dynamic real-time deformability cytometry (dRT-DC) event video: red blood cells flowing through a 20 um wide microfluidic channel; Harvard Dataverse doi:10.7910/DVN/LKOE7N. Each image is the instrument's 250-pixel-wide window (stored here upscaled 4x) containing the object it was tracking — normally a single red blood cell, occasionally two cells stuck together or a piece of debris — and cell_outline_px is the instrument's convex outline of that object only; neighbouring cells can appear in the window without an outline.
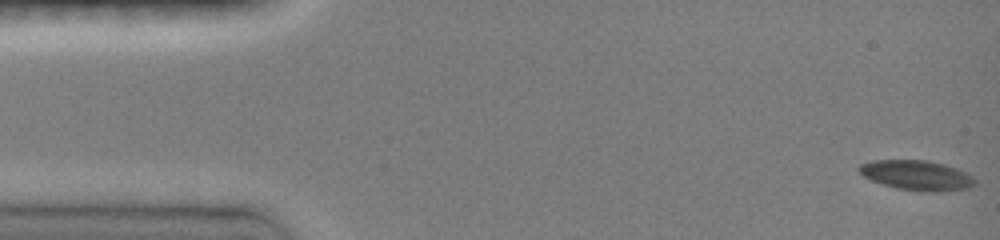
{"species": "common noctule bat (a hibernating species)", "species_latin": "Nyctalus noctula", "temperature_condition": "room temperature", "stored_images_in_passage": 33, "camera_frame_rate_fps": 3000, "um_per_image_px": 0.085, "animal": {"sex": "female", "body_mass_g": 19.0, "forearm_length_mm": 51.5}, "frame": {"image": 1, "passage_image": 1, "time_ms": 0.0, "image_size_px": [1000, 240], "cell_outline_px": [[976, 184], [968, 188], [936, 192], [920, 192], [896, 188], [872, 180], [864, 176], [856, 168], [860, 164], [872, 160], [928, 160], [944, 164], [956, 168], [972, 176], [976, 180]], "centroid_in_image_um": [77.92, 14.9], "position_along_channel_um": 7.1, "area_um2": 20.23}}
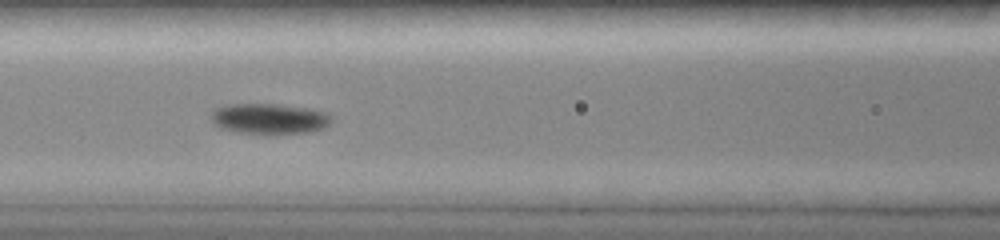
{"frame": {"image": 2, "passage_image": 12, "time_ms": 6.333, "image_size_px": [1000, 240], "cell_outline_px": [[332, 120], [324, 128], [308, 132], [236, 132], [220, 128], [212, 120], [212, 112], [216, 108], [228, 104], [276, 104], [316, 108], [328, 112], [332, 116]], "centroid_in_image_um": [22.95, 10.05], "position_along_channel_um": 143.6, "area_um2": 21.15}}
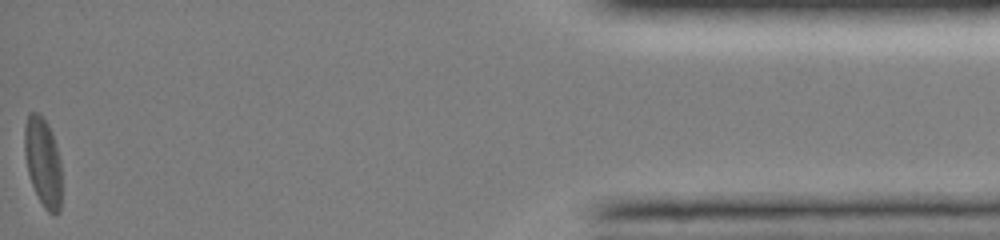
{"frame": {"image": 3, "passage_image": 33, "time_ms": 15.333, "image_size_px": [1000, 240], "cell_outline_px": [[60, 212], [52, 216], [44, 208], [32, 184], [28, 172], [24, 152], [24, 124], [28, 112], [36, 112], [48, 124], [52, 132], [60, 160]], "centroid_in_image_um": [3.63, 13.75], "position_along_channel_um": 431.6, "area_um2": 19.19}, "authors_computed_cell_mechanics": {"area_um2": 20.0566, "velocity_mm_per_s": 4.0789, "shape_relaxation_time_tau1_ms": 4.2811, "shape_relaxation_time_tau2_ms": 3.9496, "deformation_change_tau1": 0.1247, "deformation_change_tau2": 0.05}}